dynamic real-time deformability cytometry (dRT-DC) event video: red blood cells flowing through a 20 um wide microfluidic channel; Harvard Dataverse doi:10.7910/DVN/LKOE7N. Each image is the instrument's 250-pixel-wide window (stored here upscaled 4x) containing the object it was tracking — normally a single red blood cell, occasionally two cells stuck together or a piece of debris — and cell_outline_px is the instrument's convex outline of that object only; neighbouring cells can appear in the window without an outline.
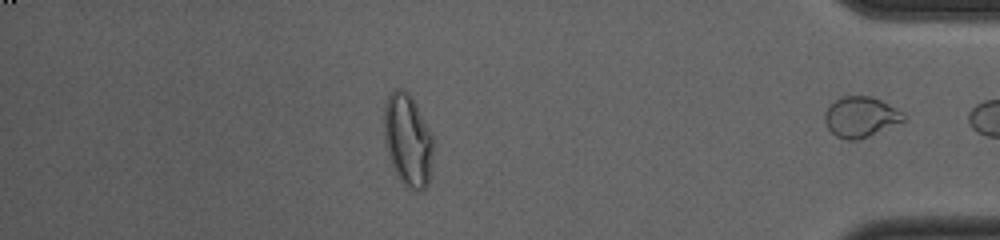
{"species": "common noctule bat (a hibernating species)", "species_latin": "Nyctalus noctula", "temperature_condition": "cold", "stored_images_in_passage": 47, "segment_of_instrument_passage": [2, 2], "camera_frame_rate_fps": 3000, "um_per_image_px": 0.085, "animal": {"sex": "female", "body_mass_g": 23.0, "forearm_length_mm": 53.4}, "frame": {"image": 1, "passage_image": 47, "time_ms": 15.333, "image_size_px": [1000, 240], "cell_outline_px": [[904, 120], [868, 136], [856, 140], [848, 140], [836, 136], [828, 128], [824, 120], [824, 112], [840, 96], [872, 96], [904, 112]], "centroid_in_image_um": [73.13, 9.92], "position_along_channel_um": 362.1, "area_um2": 18.26}}